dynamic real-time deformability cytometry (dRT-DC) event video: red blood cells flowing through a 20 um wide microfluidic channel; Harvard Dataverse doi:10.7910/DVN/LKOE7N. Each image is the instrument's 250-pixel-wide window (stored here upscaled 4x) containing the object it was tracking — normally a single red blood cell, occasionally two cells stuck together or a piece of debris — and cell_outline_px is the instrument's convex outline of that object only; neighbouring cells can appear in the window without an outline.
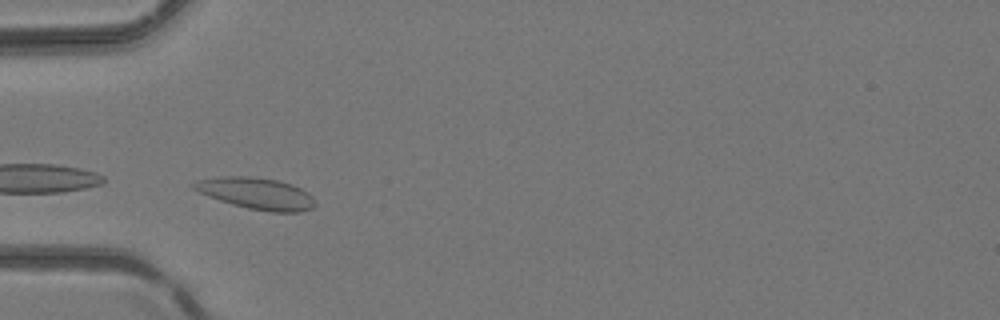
{"species": "common noctule bat (a hibernating species)", "species_latin": "Nyctalus noctula", "temperature_condition": "room temperature", "stored_images_in_passage": 3, "camera_frame_rate_fps": 3000, "um_per_image_px": 0.085, "animal": {"sex": "female", "body_mass_g": 24.6, "forearm_length_mm": 56.2}, "frame": {"image": 1, "passage_image": 2, "time_ms": 0.333, "image_size_px": [1000, 320], "cell_outline_px": [[316, 204], [312, 208], [300, 212], [272, 212], [248, 208], [232, 204], [208, 196], [192, 188], [192, 184], [196, 180], [224, 176], [248, 176], [280, 180], [292, 184], [308, 192], [316, 200]], "centroid_in_image_um": [21.83, 16.44], "position_along_channel_um": 63.2, "area_um2": 22.37}}
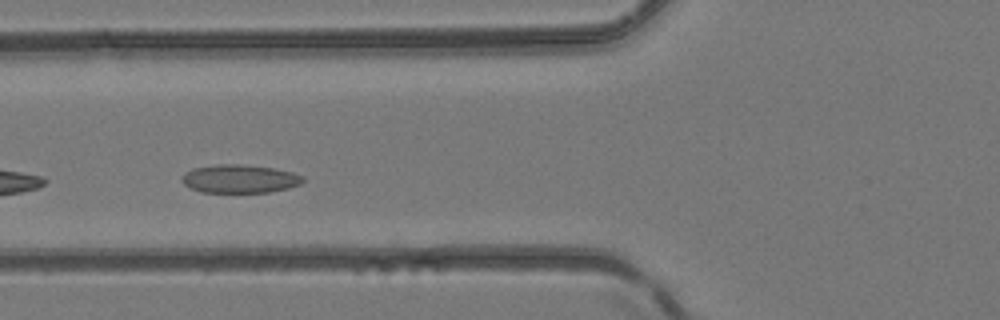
{"frame": {"image": 2, "passage_image": 3, "time_ms": 0.667, "image_size_px": [1000, 320], "cell_outline_px": [[304, 180], [300, 184], [288, 188], [268, 192], [200, 192], [184, 184], [180, 180], [180, 176], [184, 172], [192, 168], [220, 164], [240, 164], [272, 168], [292, 172], [304, 176]], "centroid_in_image_um": [20.34, 15.19], "position_along_channel_um": 105.5, "area_um2": 20.0}}